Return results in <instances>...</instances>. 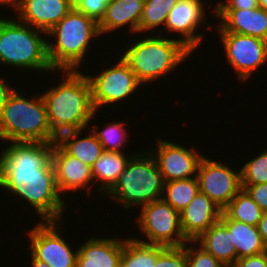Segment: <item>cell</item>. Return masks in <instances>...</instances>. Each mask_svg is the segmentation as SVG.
Instances as JSON below:
<instances>
[{"mask_svg":"<svg viewBox=\"0 0 267 267\" xmlns=\"http://www.w3.org/2000/svg\"><path fill=\"white\" fill-rule=\"evenodd\" d=\"M5 144L0 153V189L6 190L9 197H18L32 210L34 208L41 221L64 220L62 217L69 202L57 187L51 161L53 143Z\"/></svg>","mask_w":267,"mask_h":267,"instance_id":"cell-1","label":"cell"},{"mask_svg":"<svg viewBox=\"0 0 267 267\" xmlns=\"http://www.w3.org/2000/svg\"><path fill=\"white\" fill-rule=\"evenodd\" d=\"M61 72V81L59 79L56 86L40 93L56 137L68 131L91 128L98 113L92 102V87L86 73L83 70Z\"/></svg>","mask_w":267,"mask_h":267,"instance_id":"cell-2","label":"cell"},{"mask_svg":"<svg viewBox=\"0 0 267 267\" xmlns=\"http://www.w3.org/2000/svg\"><path fill=\"white\" fill-rule=\"evenodd\" d=\"M46 37L48 60L58 73L84 69L82 65L91 51V43L97 37L101 40L98 23L75 8L48 31ZM51 37L54 40L49 41Z\"/></svg>","mask_w":267,"mask_h":267,"instance_id":"cell-3","label":"cell"},{"mask_svg":"<svg viewBox=\"0 0 267 267\" xmlns=\"http://www.w3.org/2000/svg\"><path fill=\"white\" fill-rule=\"evenodd\" d=\"M130 42L120 55L143 85L161 80L178 69L193 54L180 41L170 35L146 34ZM171 37V38H170Z\"/></svg>","mask_w":267,"mask_h":267,"instance_id":"cell-4","label":"cell"},{"mask_svg":"<svg viewBox=\"0 0 267 267\" xmlns=\"http://www.w3.org/2000/svg\"><path fill=\"white\" fill-rule=\"evenodd\" d=\"M15 88L0 109L1 143L56 142L57 137L52 133L41 94L29 96L27 92H19L20 88Z\"/></svg>","mask_w":267,"mask_h":267,"instance_id":"cell-5","label":"cell"},{"mask_svg":"<svg viewBox=\"0 0 267 267\" xmlns=\"http://www.w3.org/2000/svg\"><path fill=\"white\" fill-rule=\"evenodd\" d=\"M0 16V67L27 71H54L47 55V33L16 17Z\"/></svg>","mask_w":267,"mask_h":267,"instance_id":"cell-6","label":"cell"},{"mask_svg":"<svg viewBox=\"0 0 267 267\" xmlns=\"http://www.w3.org/2000/svg\"><path fill=\"white\" fill-rule=\"evenodd\" d=\"M163 188L164 180L158 164L146 149L130 158L125 171L105 197H111L126 211L162 199Z\"/></svg>","mask_w":267,"mask_h":267,"instance_id":"cell-7","label":"cell"},{"mask_svg":"<svg viewBox=\"0 0 267 267\" xmlns=\"http://www.w3.org/2000/svg\"><path fill=\"white\" fill-rule=\"evenodd\" d=\"M138 210L135 221L140 233L137 235L144 237L132 234L135 240L164 247H179L188 242L181 229L180 213L163 199L145 204Z\"/></svg>","mask_w":267,"mask_h":267,"instance_id":"cell-8","label":"cell"},{"mask_svg":"<svg viewBox=\"0 0 267 267\" xmlns=\"http://www.w3.org/2000/svg\"><path fill=\"white\" fill-rule=\"evenodd\" d=\"M115 62L107 65L108 68L104 65L99 72H93L94 75L87 74L92 87V102L98 112L103 106L108 109L117 104L120 106V103L123 105V102L134 98L131 96L136 95L137 89L142 88V84L121 56Z\"/></svg>","mask_w":267,"mask_h":267,"instance_id":"cell-9","label":"cell"},{"mask_svg":"<svg viewBox=\"0 0 267 267\" xmlns=\"http://www.w3.org/2000/svg\"><path fill=\"white\" fill-rule=\"evenodd\" d=\"M62 222H37L27 233L29 253L50 267H76L78 248L73 249L62 236L65 232Z\"/></svg>","mask_w":267,"mask_h":267,"instance_id":"cell-10","label":"cell"},{"mask_svg":"<svg viewBox=\"0 0 267 267\" xmlns=\"http://www.w3.org/2000/svg\"><path fill=\"white\" fill-rule=\"evenodd\" d=\"M215 26L226 56L224 58L234 69L239 82L247 81L255 71L266 65L267 41L250 35L226 32L218 23Z\"/></svg>","mask_w":267,"mask_h":267,"instance_id":"cell-11","label":"cell"},{"mask_svg":"<svg viewBox=\"0 0 267 267\" xmlns=\"http://www.w3.org/2000/svg\"><path fill=\"white\" fill-rule=\"evenodd\" d=\"M206 5L207 0H178L167 16L164 30L160 29V35L165 36L170 32V35H173L175 33V36H179L176 39L192 53H195L204 39V34L200 33L199 28L202 25L203 28L208 22V8H206L208 5Z\"/></svg>","mask_w":267,"mask_h":267,"instance_id":"cell-12","label":"cell"},{"mask_svg":"<svg viewBox=\"0 0 267 267\" xmlns=\"http://www.w3.org/2000/svg\"><path fill=\"white\" fill-rule=\"evenodd\" d=\"M222 162L212 160L207 155L203 156L196 175L200 192L209 197L221 210L242 189L240 169L235 171L227 162Z\"/></svg>","mask_w":267,"mask_h":267,"instance_id":"cell-13","label":"cell"},{"mask_svg":"<svg viewBox=\"0 0 267 267\" xmlns=\"http://www.w3.org/2000/svg\"><path fill=\"white\" fill-rule=\"evenodd\" d=\"M156 147L149 152L155 158L164 183L172 180L188 179L196 177L198 165L203 157V153L194 147H186L184 144L175 143L157 138Z\"/></svg>","mask_w":267,"mask_h":267,"instance_id":"cell-14","label":"cell"},{"mask_svg":"<svg viewBox=\"0 0 267 267\" xmlns=\"http://www.w3.org/2000/svg\"><path fill=\"white\" fill-rule=\"evenodd\" d=\"M51 161L57 187L63 198L67 197L65 195L67 191L79 193L81 190H84L83 192L87 190L86 193L90 194V190H94L92 167L68 155L56 142L53 143Z\"/></svg>","mask_w":267,"mask_h":267,"instance_id":"cell-15","label":"cell"},{"mask_svg":"<svg viewBox=\"0 0 267 267\" xmlns=\"http://www.w3.org/2000/svg\"><path fill=\"white\" fill-rule=\"evenodd\" d=\"M88 237L78 246L76 267H120L124 238Z\"/></svg>","mask_w":267,"mask_h":267,"instance_id":"cell-16","label":"cell"},{"mask_svg":"<svg viewBox=\"0 0 267 267\" xmlns=\"http://www.w3.org/2000/svg\"><path fill=\"white\" fill-rule=\"evenodd\" d=\"M72 8V0H23L14 15L21 22L48 33Z\"/></svg>","mask_w":267,"mask_h":267,"instance_id":"cell-17","label":"cell"},{"mask_svg":"<svg viewBox=\"0 0 267 267\" xmlns=\"http://www.w3.org/2000/svg\"><path fill=\"white\" fill-rule=\"evenodd\" d=\"M218 24L226 31L267 41V11L255 9H214Z\"/></svg>","mask_w":267,"mask_h":267,"instance_id":"cell-18","label":"cell"},{"mask_svg":"<svg viewBox=\"0 0 267 267\" xmlns=\"http://www.w3.org/2000/svg\"><path fill=\"white\" fill-rule=\"evenodd\" d=\"M222 210L204 193L199 192L180 212L181 229L188 241H195L210 226L220 220Z\"/></svg>","mask_w":267,"mask_h":267,"instance_id":"cell-19","label":"cell"},{"mask_svg":"<svg viewBox=\"0 0 267 267\" xmlns=\"http://www.w3.org/2000/svg\"><path fill=\"white\" fill-rule=\"evenodd\" d=\"M144 0H109L104 17L98 23L101 36L126 28L129 35H138ZM122 28V29H120Z\"/></svg>","mask_w":267,"mask_h":267,"instance_id":"cell-20","label":"cell"},{"mask_svg":"<svg viewBox=\"0 0 267 267\" xmlns=\"http://www.w3.org/2000/svg\"><path fill=\"white\" fill-rule=\"evenodd\" d=\"M84 130L87 131L84 132ZM56 143L68 155L79 159L90 167L94 165L104 152L96 134L88 128L62 133L57 137Z\"/></svg>","mask_w":267,"mask_h":267,"instance_id":"cell-21","label":"cell"},{"mask_svg":"<svg viewBox=\"0 0 267 267\" xmlns=\"http://www.w3.org/2000/svg\"><path fill=\"white\" fill-rule=\"evenodd\" d=\"M127 152H111L104 151L98 160L92 166V176L96 184L95 190L98 194L102 193V197L113 187L118 181L121 174L125 171L130 158L136 154H126Z\"/></svg>","mask_w":267,"mask_h":267,"instance_id":"cell-22","label":"cell"},{"mask_svg":"<svg viewBox=\"0 0 267 267\" xmlns=\"http://www.w3.org/2000/svg\"><path fill=\"white\" fill-rule=\"evenodd\" d=\"M195 242L226 267L235 264L236 248L231 244L230 231L221 220L210 226Z\"/></svg>","mask_w":267,"mask_h":267,"instance_id":"cell-23","label":"cell"},{"mask_svg":"<svg viewBox=\"0 0 267 267\" xmlns=\"http://www.w3.org/2000/svg\"><path fill=\"white\" fill-rule=\"evenodd\" d=\"M230 231L231 244L236 248V261L239 258L267 251L259 233L258 226H252L235 220H221Z\"/></svg>","mask_w":267,"mask_h":267,"instance_id":"cell-24","label":"cell"},{"mask_svg":"<svg viewBox=\"0 0 267 267\" xmlns=\"http://www.w3.org/2000/svg\"><path fill=\"white\" fill-rule=\"evenodd\" d=\"M263 211L259 205L241 189L222 210L220 220H235L248 225L258 226Z\"/></svg>","mask_w":267,"mask_h":267,"instance_id":"cell-25","label":"cell"},{"mask_svg":"<svg viewBox=\"0 0 267 267\" xmlns=\"http://www.w3.org/2000/svg\"><path fill=\"white\" fill-rule=\"evenodd\" d=\"M159 245L146 244L133 237L124 238L120 267H154Z\"/></svg>","mask_w":267,"mask_h":267,"instance_id":"cell-26","label":"cell"},{"mask_svg":"<svg viewBox=\"0 0 267 267\" xmlns=\"http://www.w3.org/2000/svg\"><path fill=\"white\" fill-rule=\"evenodd\" d=\"M177 2L178 0H144L138 34L146 35L147 32L148 34L153 32H156L153 33L155 35L160 34L158 27L164 30L167 16Z\"/></svg>","mask_w":267,"mask_h":267,"instance_id":"cell-27","label":"cell"},{"mask_svg":"<svg viewBox=\"0 0 267 267\" xmlns=\"http://www.w3.org/2000/svg\"><path fill=\"white\" fill-rule=\"evenodd\" d=\"M199 192L200 190L196 177L172 180L164 183L162 199L180 213Z\"/></svg>","mask_w":267,"mask_h":267,"instance_id":"cell-28","label":"cell"},{"mask_svg":"<svg viewBox=\"0 0 267 267\" xmlns=\"http://www.w3.org/2000/svg\"><path fill=\"white\" fill-rule=\"evenodd\" d=\"M126 125L127 122L120 119L119 121L103 124L104 128L100 127L101 129H99V124H97L96 127L92 126L91 130L96 134L104 151L125 152L123 149L130 143L129 141L132 136Z\"/></svg>","mask_w":267,"mask_h":267,"instance_id":"cell-29","label":"cell"},{"mask_svg":"<svg viewBox=\"0 0 267 267\" xmlns=\"http://www.w3.org/2000/svg\"><path fill=\"white\" fill-rule=\"evenodd\" d=\"M241 185L267 183V148L240 168Z\"/></svg>","mask_w":267,"mask_h":267,"instance_id":"cell-30","label":"cell"},{"mask_svg":"<svg viewBox=\"0 0 267 267\" xmlns=\"http://www.w3.org/2000/svg\"><path fill=\"white\" fill-rule=\"evenodd\" d=\"M186 251L188 267H226L213 255L201 248L195 241H188L183 245Z\"/></svg>","mask_w":267,"mask_h":267,"instance_id":"cell-31","label":"cell"},{"mask_svg":"<svg viewBox=\"0 0 267 267\" xmlns=\"http://www.w3.org/2000/svg\"><path fill=\"white\" fill-rule=\"evenodd\" d=\"M154 267H188L185 249L183 246L164 247L159 245V256Z\"/></svg>","mask_w":267,"mask_h":267,"instance_id":"cell-32","label":"cell"},{"mask_svg":"<svg viewBox=\"0 0 267 267\" xmlns=\"http://www.w3.org/2000/svg\"><path fill=\"white\" fill-rule=\"evenodd\" d=\"M108 1L109 0H72V5L73 8L99 23L105 15Z\"/></svg>","mask_w":267,"mask_h":267,"instance_id":"cell-33","label":"cell"},{"mask_svg":"<svg viewBox=\"0 0 267 267\" xmlns=\"http://www.w3.org/2000/svg\"><path fill=\"white\" fill-rule=\"evenodd\" d=\"M241 188L248 193L263 212L267 211V183L258 185H241Z\"/></svg>","mask_w":267,"mask_h":267,"instance_id":"cell-34","label":"cell"},{"mask_svg":"<svg viewBox=\"0 0 267 267\" xmlns=\"http://www.w3.org/2000/svg\"><path fill=\"white\" fill-rule=\"evenodd\" d=\"M214 7L210 11L212 12L214 16V9H255L259 7L258 0H220L217 1L216 4H214Z\"/></svg>","mask_w":267,"mask_h":267,"instance_id":"cell-35","label":"cell"},{"mask_svg":"<svg viewBox=\"0 0 267 267\" xmlns=\"http://www.w3.org/2000/svg\"><path fill=\"white\" fill-rule=\"evenodd\" d=\"M232 267H267V251L239 258Z\"/></svg>","mask_w":267,"mask_h":267,"instance_id":"cell-36","label":"cell"},{"mask_svg":"<svg viewBox=\"0 0 267 267\" xmlns=\"http://www.w3.org/2000/svg\"><path fill=\"white\" fill-rule=\"evenodd\" d=\"M4 77H0V109L2 105L5 103V100L8 94L13 90V86L10 83H7Z\"/></svg>","mask_w":267,"mask_h":267,"instance_id":"cell-37","label":"cell"},{"mask_svg":"<svg viewBox=\"0 0 267 267\" xmlns=\"http://www.w3.org/2000/svg\"><path fill=\"white\" fill-rule=\"evenodd\" d=\"M258 229L264 244L267 246V211L262 213Z\"/></svg>","mask_w":267,"mask_h":267,"instance_id":"cell-38","label":"cell"},{"mask_svg":"<svg viewBox=\"0 0 267 267\" xmlns=\"http://www.w3.org/2000/svg\"><path fill=\"white\" fill-rule=\"evenodd\" d=\"M22 2L23 0H0V6H3L4 9L8 6L7 10H9L8 8L11 6L10 8L14 10V13H17L21 8Z\"/></svg>","mask_w":267,"mask_h":267,"instance_id":"cell-39","label":"cell"},{"mask_svg":"<svg viewBox=\"0 0 267 267\" xmlns=\"http://www.w3.org/2000/svg\"><path fill=\"white\" fill-rule=\"evenodd\" d=\"M30 257H31L30 267H50L46 262L36 259L31 253Z\"/></svg>","mask_w":267,"mask_h":267,"instance_id":"cell-40","label":"cell"},{"mask_svg":"<svg viewBox=\"0 0 267 267\" xmlns=\"http://www.w3.org/2000/svg\"><path fill=\"white\" fill-rule=\"evenodd\" d=\"M259 7L267 11V0H258Z\"/></svg>","mask_w":267,"mask_h":267,"instance_id":"cell-41","label":"cell"}]
</instances>
